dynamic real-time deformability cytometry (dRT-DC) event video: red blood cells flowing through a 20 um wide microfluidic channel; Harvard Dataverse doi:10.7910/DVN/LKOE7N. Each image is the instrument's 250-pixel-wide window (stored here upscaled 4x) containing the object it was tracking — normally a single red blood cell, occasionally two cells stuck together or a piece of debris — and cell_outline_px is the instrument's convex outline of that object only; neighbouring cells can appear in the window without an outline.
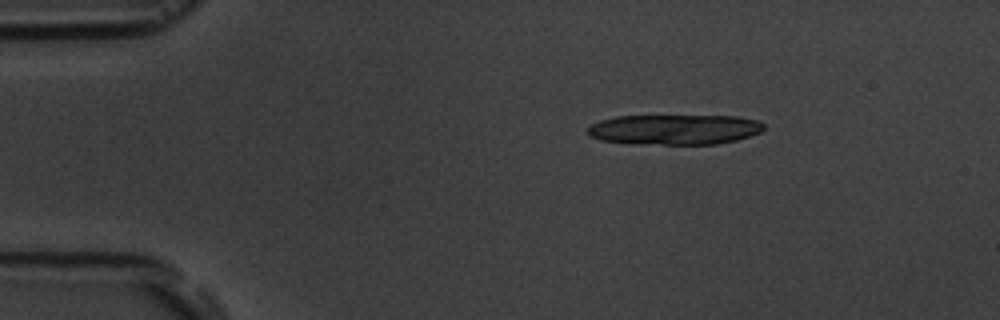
{"species": "common noctule bat (a hibernating species)", "species_latin": "Nyctalus noctula", "temperature_condition": "room temperature", "stored_images_in_passage": 7, "camera_frame_rate_fps": 3000, "um_per_image_px": 0.085, "animal": {"sex": "male", "body_mass_g": 19.5, "forearm_length_mm": 54.6}, "frame": {"image": 1, "passage_image": 1, "time_ms": 0.0, "image_size_px": [1000, 320], "cell_outline_px": [[764, 128], [760, 132], [736, 140], [716, 144], [632, 144], [600, 140], [588, 136], [588, 128], [592, 124], [600, 120], [616, 116], [736, 116], [756, 120], [764, 124]], "centroid_in_image_um": [57.29, 11.01], "position_along_channel_um": 27.7, "area_um2": 31.04}}
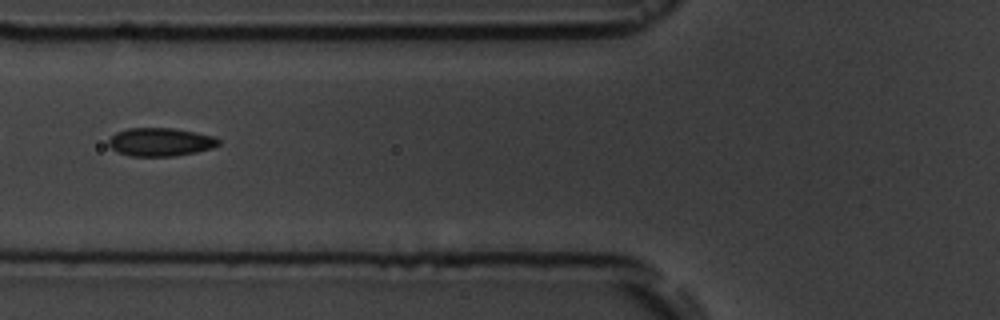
{"frame": {"image": 2, "passage_image": 5, "time_ms": 4.333, "image_size_px": [1000, 320], "cell_outline_px": [[220, 144], [212, 148], [196, 152], [172, 156], [128, 156], [116, 152], [108, 144], [108, 140], [116, 132], [128, 128], [172, 128], [196, 132], [212, 136], [220, 140]], "centroid_in_image_um": [13.61, 12.07], "position_along_channel_um": 112.2, "area_um2": 18.15}}
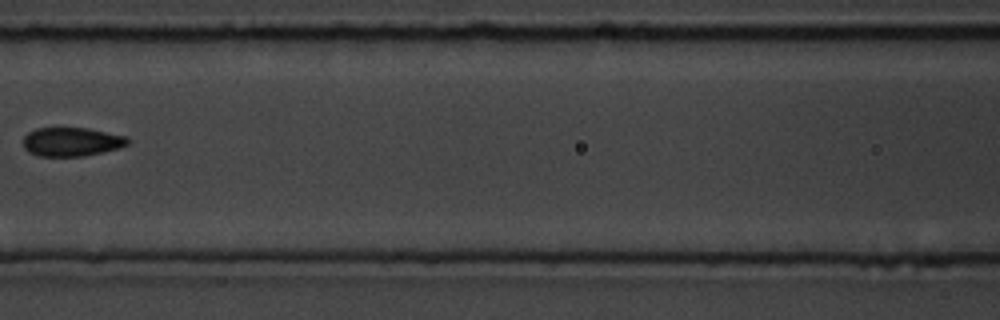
{"frame": {"image": 3, "passage_image": 6, "time_ms": 5.667, "image_size_px": [1000, 320], "cell_outline_px": [[132, 140], [128, 144], [120, 148], [104, 152], [84, 156], [40, 156], [28, 152], [24, 148], [24, 136], [28, 132], [36, 128], [88, 128], [128, 136]], "centroid_in_image_um": [6.14, 12.05], "position_along_channel_um": 160.5, "area_um2": 17.8}}